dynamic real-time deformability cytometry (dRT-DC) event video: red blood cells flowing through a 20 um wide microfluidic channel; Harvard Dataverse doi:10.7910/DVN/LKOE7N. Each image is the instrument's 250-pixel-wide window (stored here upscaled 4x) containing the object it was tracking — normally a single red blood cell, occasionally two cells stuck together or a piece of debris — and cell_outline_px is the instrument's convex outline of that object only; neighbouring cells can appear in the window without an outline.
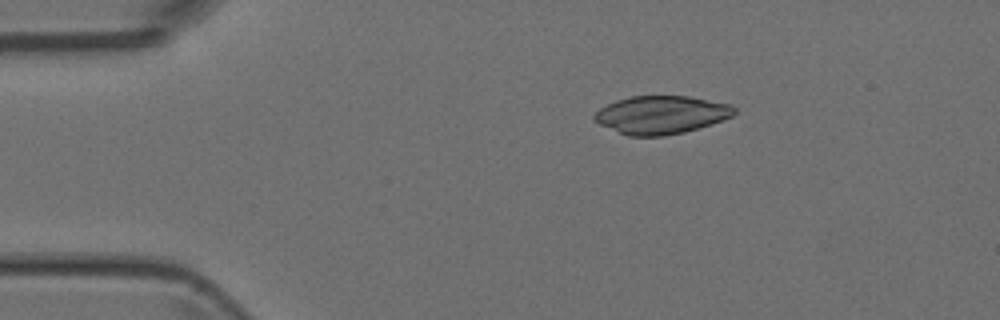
{"species": "Egyptian fruit bat (a non-hibernating species)", "species_latin": "Rousettus aegyptiacus", "temperature_condition": "room temperature", "stored_images_in_passage": 43, "camera_frame_rate_fps": 3000, "um_per_image_px": 0.085, "animal": {"sex": "female"}, "frame": {"image": 1, "passage_image": 1, "time_ms": 0.0, "image_size_px": [1000, 320], "cell_outline_px": [[728, 116], [720, 120], [708, 124], [680, 132], [652, 136], [636, 136], [624, 132], [604, 124], [596, 120], [596, 116], [604, 108], [612, 104], [636, 96], [680, 96], [720, 104]], "centroid_in_image_um": [56.09, 9.77], "position_along_channel_um": 28.9, "area_um2": 27.57}}
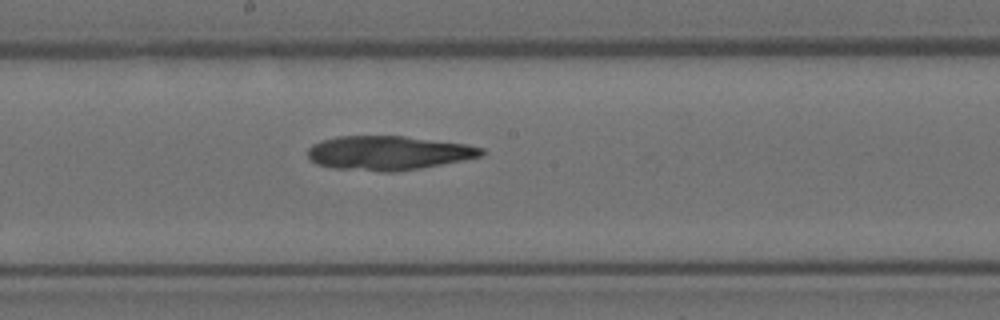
{"frame": {"image": 2, "passage_image": 19, "time_ms": 6.0, "image_size_px": [1000, 320], "cell_outline_px": [[480, 152], [476, 156], [408, 168], [372, 168], [324, 164], [316, 160], [312, 156], [312, 148], [320, 144], [332, 140], [356, 136], [392, 136], [456, 144], [476, 148]], "centroid_in_image_um": [33.02, 12.94], "position_along_channel_um": 215.2, "area_um2": 29.02}}
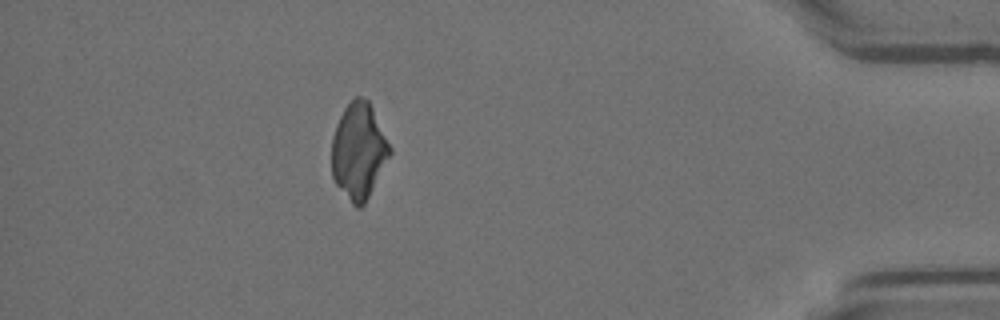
{"frame": {"image": 3, "passage_image": 37, "time_ms": 12.0, "image_size_px": [1000, 320], "cell_outline_px": [[388, 152], [364, 200], [360, 204], [356, 204], [352, 200], [336, 180], [332, 172], [332, 144], [336, 128], [348, 104], [352, 100], [356, 100], [368, 104], [388, 144]], "centroid_in_image_um": [30.42, 12.8], "position_along_channel_um": 404.8, "area_um2": 28.55}}